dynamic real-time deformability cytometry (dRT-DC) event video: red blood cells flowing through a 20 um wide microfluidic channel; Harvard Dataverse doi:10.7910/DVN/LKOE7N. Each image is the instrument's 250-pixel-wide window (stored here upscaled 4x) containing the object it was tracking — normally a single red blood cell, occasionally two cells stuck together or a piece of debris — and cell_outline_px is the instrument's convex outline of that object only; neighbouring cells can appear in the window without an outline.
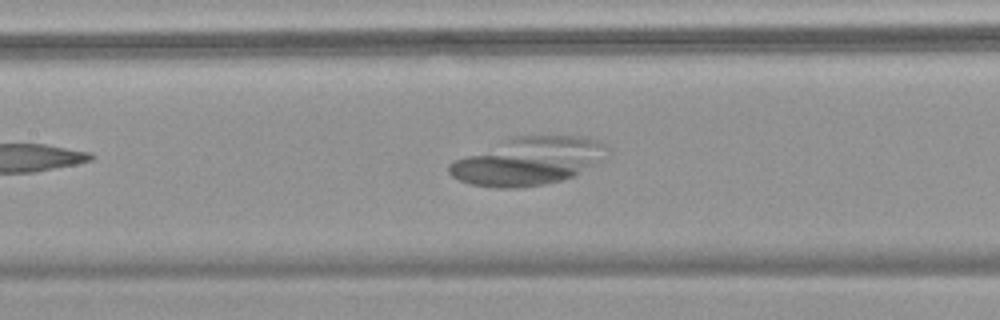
{"species": "common noctule bat (a hibernating species)", "species_latin": "Nyctalus noctula", "temperature_condition": "warm", "stored_images_in_passage": 37, "camera_frame_rate_fps": 3000, "um_per_image_px": 0.085, "animal": {"sex": "female", "body_mass_g": 18.4}, "frame": {"image": 1, "passage_image": 19, "time_ms": 6.0, "image_size_px": [1000, 320], "cell_outline_px": [[608, 156], [576, 176], [544, 184], [516, 188], [496, 188], [472, 184], [460, 180], [452, 176], [448, 172], [448, 164], [452, 160], [516, 136], [584, 136], [608, 144]], "centroid_in_image_um": [44.94, 13.7], "position_along_channel_um": 162.5, "area_um2": 43.93}}
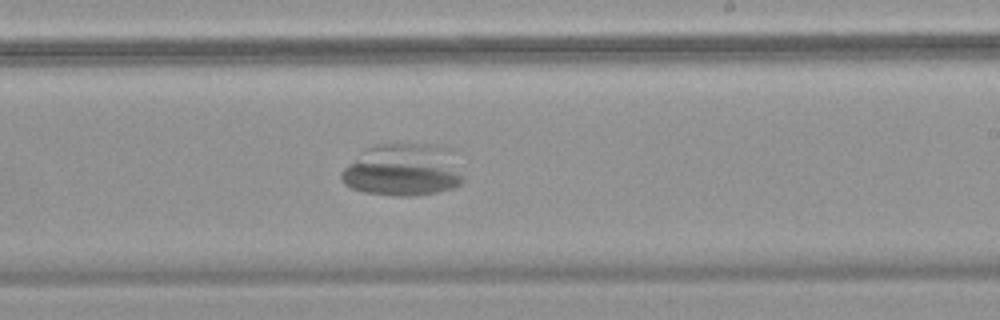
{"frame": {"image": 2, "passage_image": 26, "time_ms": 8.333, "image_size_px": [1000, 320], "cell_outline_px": [[464, 180], [460, 184], [452, 188], [436, 192], [416, 196], [396, 196], [364, 192], [352, 188], [344, 184], [340, 180], [340, 172], [344, 168], [368, 148], [376, 144], [424, 144], [452, 148], [464, 176]], "centroid_in_image_um": [34.3, 14.46], "position_along_channel_um": 254.7, "area_um2": 37.4}}
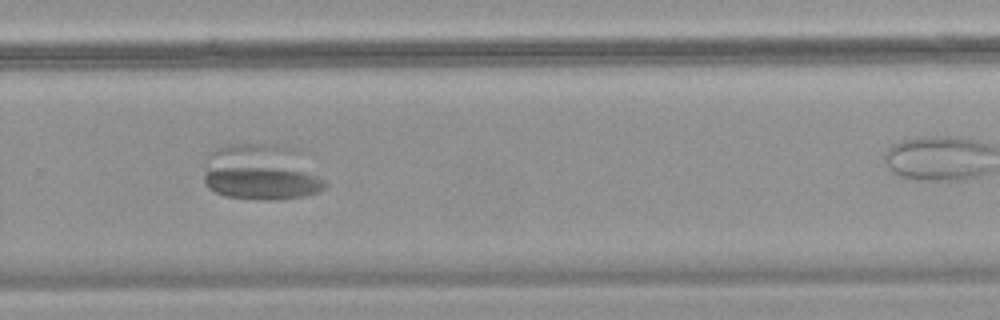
{"frame": {"image": 3, "passage_image": 30, "time_ms": 9.667, "image_size_px": [1000, 320], "cell_outline_px": [[328, 188], [304, 196], [276, 200], [256, 200], [224, 196], [208, 188], [204, 184], [204, 172], [208, 152], [212, 148], [224, 144], [276, 144], [284, 148], [328, 180]], "centroid_in_image_um": [22.09, 14.7], "position_along_channel_um": 307.7, "area_um2": 39.25}}